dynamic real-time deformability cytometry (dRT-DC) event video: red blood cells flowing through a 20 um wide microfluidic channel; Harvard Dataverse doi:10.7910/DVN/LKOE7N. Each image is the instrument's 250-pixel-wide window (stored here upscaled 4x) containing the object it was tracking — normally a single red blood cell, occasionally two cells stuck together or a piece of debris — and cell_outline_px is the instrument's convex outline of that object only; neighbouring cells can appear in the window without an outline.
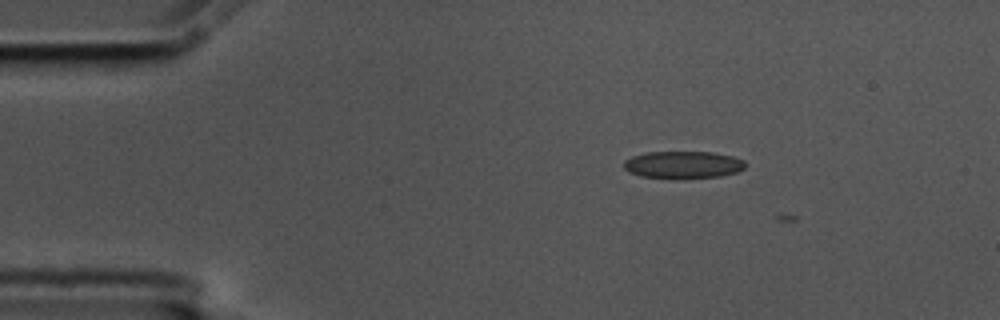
{"species": "common noctule bat (a hibernating species)", "species_latin": "Nyctalus noctula", "temperature_condition": "cold", "stored_images_in_passage": 2, "camera_frame_rate_fps": 3000, "um_per_image_px": 0.085, "animal": {"sex": "male", "body_mass_g": 17.5, "forearm_length_mm": 52.3}, "frame": {"image": 1, "passage_image": 1, "time_ms": 0.0, "image_size_px": [1000, 320], "cell_outline_px": [[744, 168], [736, 172], [720, 176], [640, 176], [628, 172], [624, 168], [624, 160], [632, 156], [644, 152], [712, 152], [732, 156], [744, 160]], "centroid_in_image_um": [58.03, 13.96], "position_along_channel_um": 27.0, "area_um2": 18.55}}